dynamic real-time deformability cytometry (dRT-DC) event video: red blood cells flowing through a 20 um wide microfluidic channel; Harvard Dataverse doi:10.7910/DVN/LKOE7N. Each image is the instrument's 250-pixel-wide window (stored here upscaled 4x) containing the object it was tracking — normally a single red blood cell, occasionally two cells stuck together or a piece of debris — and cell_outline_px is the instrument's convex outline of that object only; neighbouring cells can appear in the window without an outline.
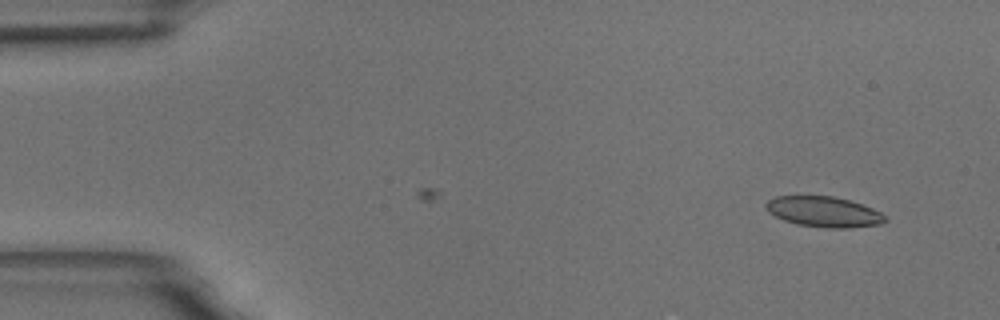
{"species": "common noctule bat (a hibernating species)", "species_latin": "Nyctalus noctula", "temperature_condition": "room temperature", "stored_images_in_passage": 46, "camera_frame_rate_fps": 3000, "um_per_image_px": 0.085, "animal": {"sex": "male", "body_mass_g": 18.8}, "frame": {"image": 1, "passage_image": 1, "time_ms": 0.0, "image_size_px": [1000, 320], "cell_outline_px": [[888, 220], [880, 224], [848, 228], [824, 228], [796, 224], [784, 220], [768, 212], [764, 208], [764, 204], [768, 200], [776, 196], [832, 196], [848, 200], [872, 208], [888, 216]], "centroid_in_image_um": [70.01, 18.01], "position_along_channel_um": 15.0, "area_um2": 21.27}}
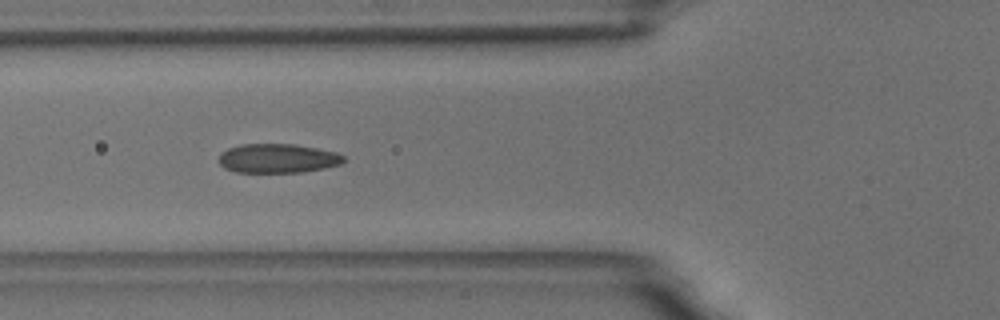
{"frame": {"image": 2, "passage_image": 18, "time_ms": 5.667, "image_size_px": [1000, 320], "cell_outline_px": [[344, 160], [340, 164], [324, 168], [300, 172], [236, 172], [224, 168], [220, 164], [220, 156], [228, 148], [240, 144], [296, 144], [336, 152], [344, 156]], "centroid_in_image_um": [23.61, 13.46], "position_along_channel_um": 102.2, "area_um2": 21.04}}
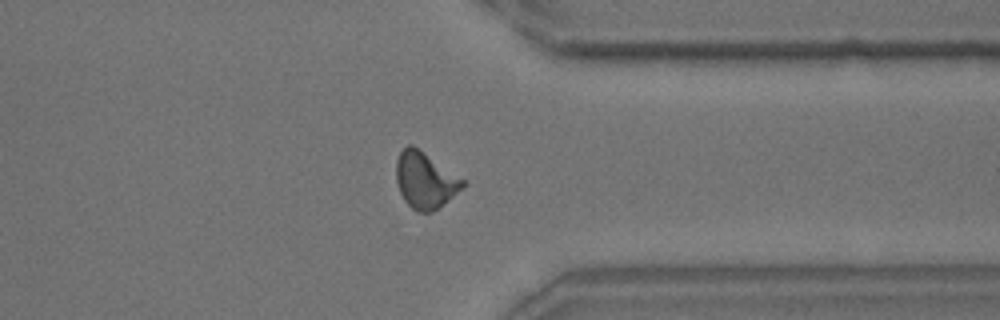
{"frame": {"image": 3, "passage_image": 42, "time_ms": 13.667, "image_size_px": [1000, 320], "cell_outline_px": [[468, 184], [464, 188], [432, 212], [420, 212], [412, 208], [404, 200], [400, 192], [396, 180], [396, 160], [400, 152], [408, 144], [412, 144], [464, 180]], "centroid_in_image_um": [36.13, 15.32], "position_along_channel_um": 375.3, "area_um2": 21.62}, "authors_computed_cell_mechanics": {"area_um2": 21.1837, "velocity_mm_per_s": 3.4541, "shape_relaxation_time_tau1_ms": 5.2491, "shape_relaxation_time_tau2_ms": 1.1115, "deformation_change_tau1": 0.1433, "deformation_change_tau2": 0.0608}}